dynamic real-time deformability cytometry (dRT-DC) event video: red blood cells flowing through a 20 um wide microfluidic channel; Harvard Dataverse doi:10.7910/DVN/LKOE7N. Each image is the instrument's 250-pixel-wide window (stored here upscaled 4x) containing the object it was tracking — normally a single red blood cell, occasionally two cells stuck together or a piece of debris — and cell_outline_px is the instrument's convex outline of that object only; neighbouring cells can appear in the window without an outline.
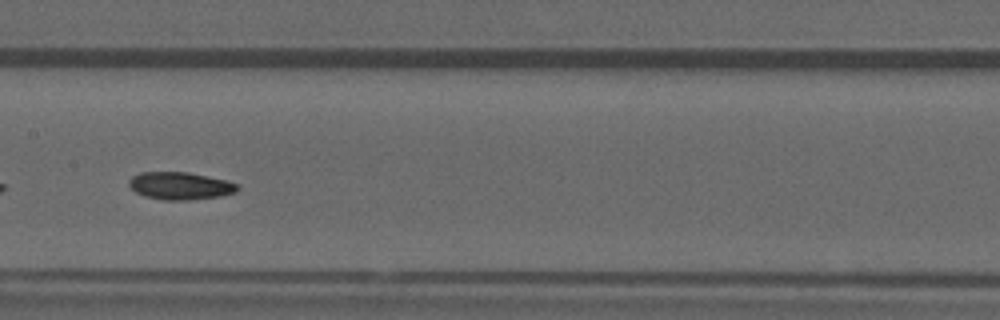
{"species": "common noctule bat (a hibernating species)", "species_latin": "Nyctalus noctula", "temperature_condition": "warm", "stored_images_in_passage": 45, "camera_frame_rate_fps": 3000, "um_per_image_px": 0.085, "animal": {"sex": "male", "forearm_length_mm": 52.5}, "frame": {"image": 1, "passage_image": 20, "time_ms": 6.333, "image_size_px": [1000, 320], "cell_outline_px": [[240, 188], [236, 192], [220, 196], [188, 200], [164, 200], [144, 196], [136, 192], [128, 184], [128, 180], [132, 176], [140, 172], [188, 172], [224, 180], [236, 184]], "centroid_in_image_um": [15.28, 15.79], "position_along_channel_um": 192.1, "area_um2": 17.28}, "authors_computed_cell_mechanics": {"area_um2": 17.2244, "velocity_mm_per_s": 3.9163, "shape_relaxation_time_tau1_ms": 7.0312, "shape_relaxation_time_tau2_ms": null, "deformation_change_tau1": 0.1524, "deformation_change_tau2": null}}